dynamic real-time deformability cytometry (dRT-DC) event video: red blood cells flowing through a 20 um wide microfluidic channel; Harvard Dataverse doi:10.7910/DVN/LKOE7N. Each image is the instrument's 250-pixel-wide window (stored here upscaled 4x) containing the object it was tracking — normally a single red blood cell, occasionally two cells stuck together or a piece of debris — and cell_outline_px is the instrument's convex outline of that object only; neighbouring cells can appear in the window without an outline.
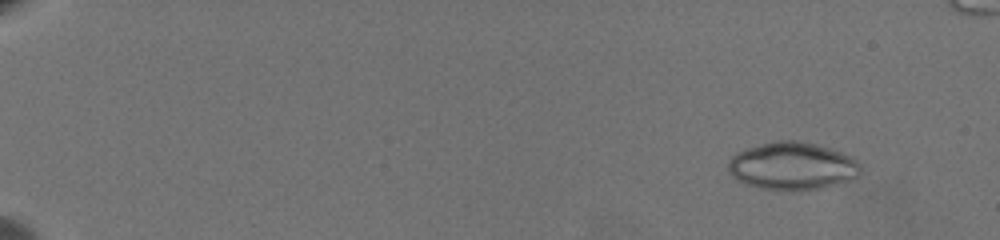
{"species": "common noctule bat (a hibernating species)", "species_latin": "Nyctalus noctula", "temperature_condition": "warm", "stored_images_in_passage": 59, "camera_frame_rate_fps": 3000, "um_per_image_px": 0.085, "animal": {"sex": "female", "body_mass_g": 19.5, "forearm_length_mm": 54.1}, "frame": {"image": 1, "passage_image": 1, "time_ms": 0.0, "image_size_px": [1000, 240], "cell_outline_px": [[860, 172], [852, 180], [824, 188], [760, 188], [744, 184], [736, 180], [728, 172], [728, 160], [736, 152], [748, 148], [776, 140], [796, 140], [816, 144], [852, 156], [860, 164]], "centroid_in_image_um": [67.33, 14.09], "position_along_channel_um": 17.7, "area_um2": 36.36}}
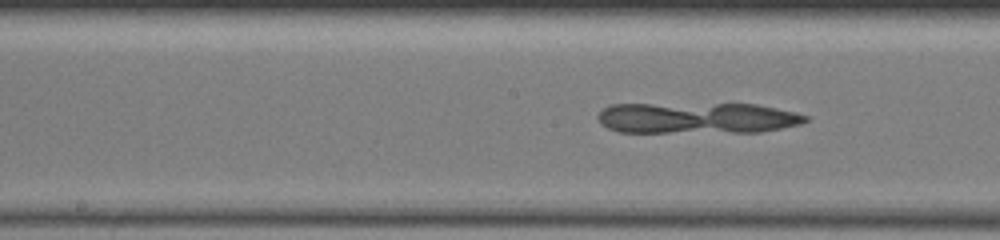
{"frame": {"image": 2, "passage_image": 31, "time_ms": 10.0, "image_size_px": [1000, 240], "cell_outline_px": [[808, 120], [800, 124], [760, 132], [620, 132], [608, 128], [600, 124], [596, 116], [604, 108], [612, 104], [756, 104], [796, 112], [808, 116]], "centroid_in_image_um": [59.23, 10.03], "position_along_channel_um": 189.0, "area_um2": 37.69}}
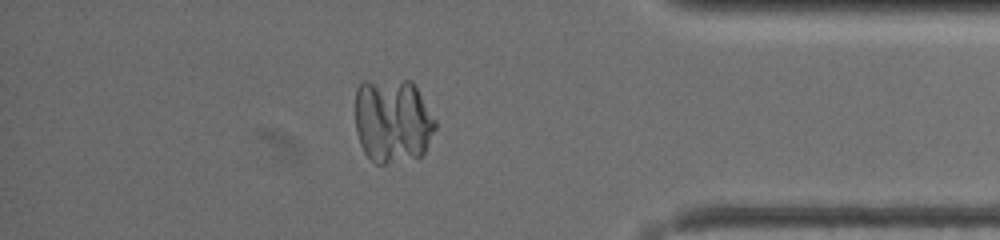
{"frame": {"image": 3, "passage_image": 51, "time_ms": 16.667, "image_size_px": [1000, 240], "cell_outline_px": [[436, 128], [424, 152], [420, 156], [384, 164], [376, 164], [364, 152], [360, 144], [356, 132], [356, 88], [364, 80], [412, 80], [416, 84], [436, 120]], "centroid_in_image_um": [33.38, 10.23], "position_along_channel_um": 401.8, "area_um2": 39.94}}